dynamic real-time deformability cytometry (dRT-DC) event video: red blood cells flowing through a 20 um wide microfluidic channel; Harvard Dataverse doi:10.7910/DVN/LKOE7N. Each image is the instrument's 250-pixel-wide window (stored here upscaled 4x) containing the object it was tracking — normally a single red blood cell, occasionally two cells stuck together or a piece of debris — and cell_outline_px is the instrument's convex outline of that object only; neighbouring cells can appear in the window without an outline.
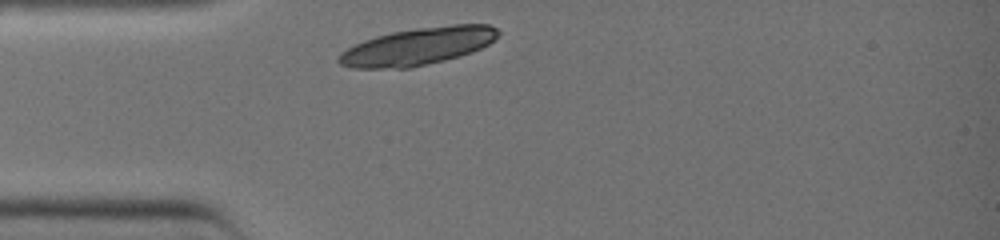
{"species": "common noctule bat (a hibernating species)", "species_latin": "Nyctalus noctula", "temperature_condition": "warm", "stored_images_in_passage": 24, "camera_frame_rate_fps": 3000, "um_per_image_px": 0.085, "animal": {"sex": "female", "body_mass_g": 19.0, "forearm_length_mm": 51.5}, "frame": {"image": 1, "passage_image": 1, "time_ms": 0.0, "image_size_px": [1000, 240], "cell_outline_px": [[500, 32], [488, 44], [472, 52], [460, 56], [412, 68], [352, 68], [340, 64], [336, 60], [336, 56], [340, 52], [364, 40], [376, 36], [392, 32], [416, 28], [452, 24], [488, 24], [496, 28]], "centroid_in_image_um": [35.49, 3.94], "position_along_channel_um": 49.5, "area_um2": 34.68}}